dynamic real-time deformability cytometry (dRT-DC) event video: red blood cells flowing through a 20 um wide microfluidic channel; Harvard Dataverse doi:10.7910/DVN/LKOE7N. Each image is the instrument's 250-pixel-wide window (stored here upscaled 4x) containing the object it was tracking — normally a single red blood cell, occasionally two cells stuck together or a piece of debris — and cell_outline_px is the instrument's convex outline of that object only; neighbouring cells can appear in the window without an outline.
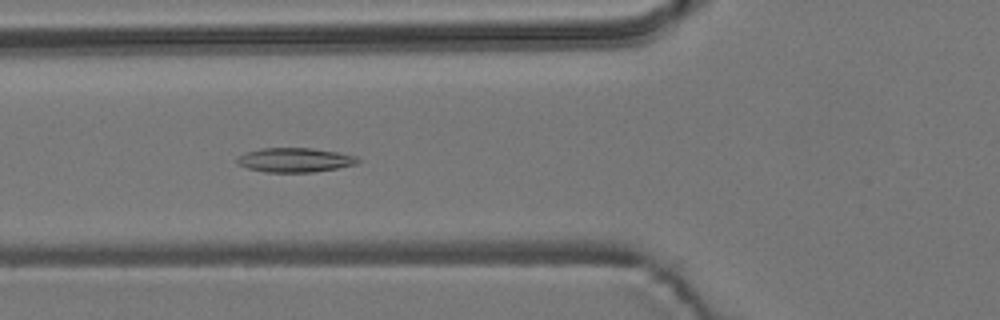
{"species": "common noctule bat (a hibernating species)", "species_latin": "Nyctalus noctula", "temperature_condition": "room temperature", "stored_images_in_passage": 43, "camera_frame_rate_fps": 3000, "um_per_image_px": 0.085, "animal": {"sex": "male", "body_mass_g": 19.2, "forearm_length_mm": 51.8}, "frame": {"image": 1, "passage_image": 8, "time_ms": 2.333, "image_size_px": [1000, 320], "cell_outline_px": [[360, 160], [356, 164], [336, 168], [312, 172], [264, 172], [248, 168], [236, 164], [236, 160], [244, 152], [260, 148], [312, 148], [336, 152], [356, 156]], "centroid_in_image_um": [25.02, 13.59], "position_along_channel_um": 100.8, "area_um2": 17.05}}
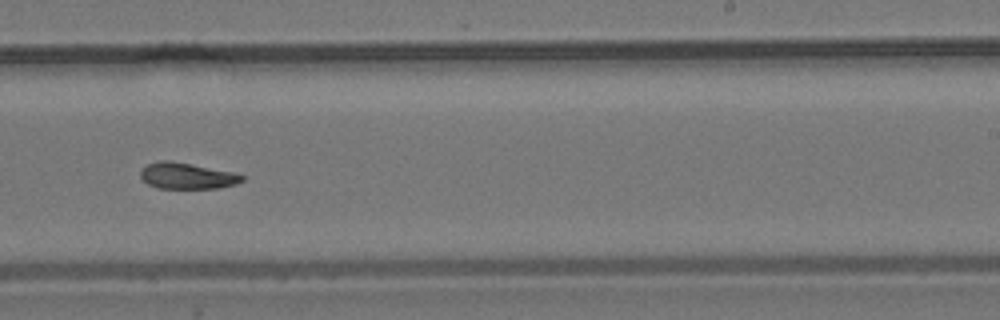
{"frame": {"image": 2, "passage_image": 22, "time_ms": 7.0, "image_size_px": [1000, 320], "cell_outline_px": [[244, 180], [236, 184], [220, 188], [156, 188], [148, 184], [140, 176], [140, 172], [148, 164], [160, 160], [168, 160], [192, 164], [236, 172], [244, 176]], "centroid_in_image_um": [15.93, 14.95], "position_along_channel_um": 273.1, "area_um2": 15.55}}
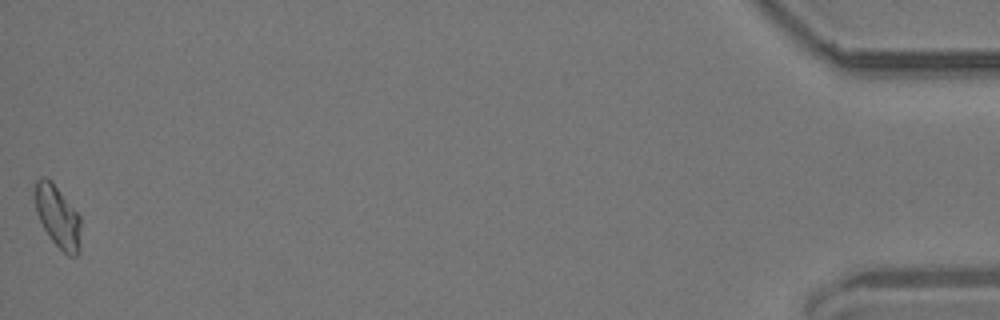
{"frame": {"image": 3, "passage_image": 43, "time_ms": 14.0, "image_size_px": [1000, 320], "cell_outline_px": [[80, 252], [76, 256], [68, 256], [52, 240], [44, 228], [36, 212], [36, 180], [40, 176], [44, 176], [52, 180], [80, 216]], "centroid_in_image_um": [4.93, 18.41], "position_along_channel_um": 430.3, "area_um2": 16.47}}